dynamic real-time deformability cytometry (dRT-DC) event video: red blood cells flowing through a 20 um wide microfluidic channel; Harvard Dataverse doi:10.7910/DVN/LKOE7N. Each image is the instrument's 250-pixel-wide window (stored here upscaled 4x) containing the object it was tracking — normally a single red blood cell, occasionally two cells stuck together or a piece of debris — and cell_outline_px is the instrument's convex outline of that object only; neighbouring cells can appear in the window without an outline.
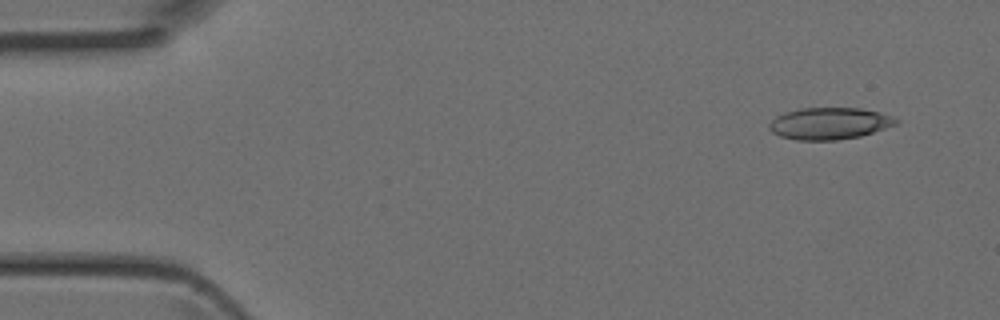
{"species": "Egyptian fruit bat (a non-hibernating species)", "species_latin": "Rousettus aegyptiacus", "temperature_condition": "room temperature", "stored_images_in_passage": 4, "camera_frame_rate_fps": 3000, "um_per_image_px": 0.085, "animal": {"sex": "female"}, "frame": {"image": 1, "passage_image": 1, "time_ms": 0.0, "image_size_px": [1000, 320], "cell_outline_px": [[900, 124], [860, 136], [836, 140], [796, 140], [780, 136], [772, 132], [768, 128], [768, 124], [776, 116], [784, 112], [800, 108], [860, 108], [880, 112], [892, 116], [900, 120]], "centroid_in_image_um": [70.52, 10.49], "position_along_channel_um": 14.5, "area_um2": 23.76}}
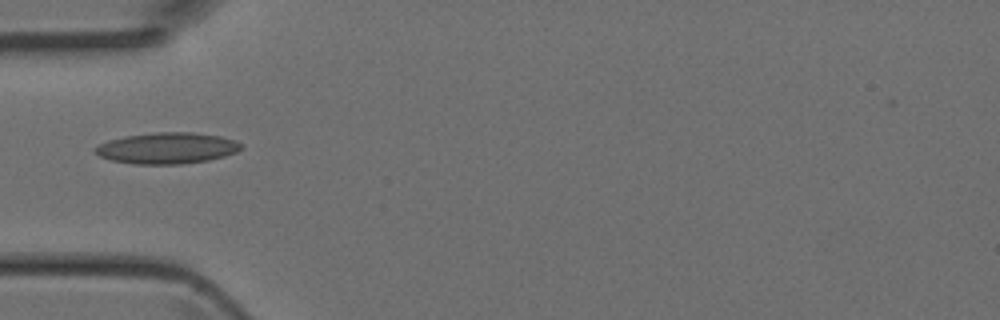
{"frame": {"image": 2, "passage_image": 4, "time_ms": 1.0, "image_size_px": [1000, 320], "cell_outline_px": [[244, 148], [236, 152], [224, 156], [208, 160], [180, 164], [132, 164], [112, 160], [100, 156], [92, 152], [92, 148], [108, 140], [124, 136], [152, 132], [192, 132], [220, 136], [236, 140], [244, 144]], "centroid_in_image_um": [14.2, 12.58], "position_along_channel_um": 70.8, "area_um2": 26.82}}